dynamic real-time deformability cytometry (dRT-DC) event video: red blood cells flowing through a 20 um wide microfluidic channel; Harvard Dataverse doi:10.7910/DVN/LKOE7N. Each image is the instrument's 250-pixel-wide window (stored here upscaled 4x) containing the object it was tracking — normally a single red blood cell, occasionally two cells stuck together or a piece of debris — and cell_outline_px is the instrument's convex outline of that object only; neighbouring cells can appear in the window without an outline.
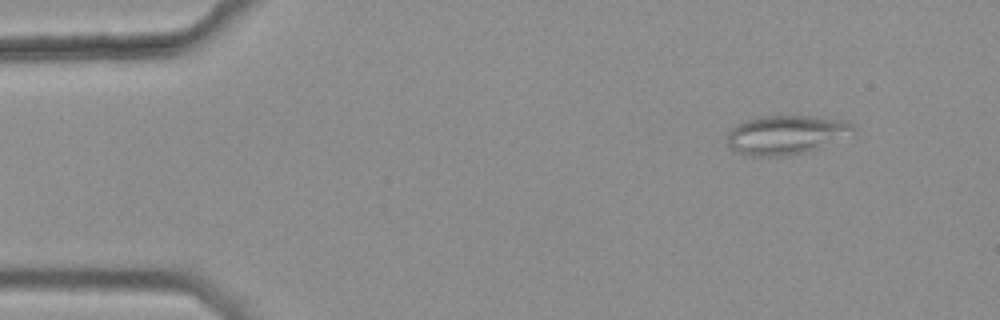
{"species": "common noctule bat (a hibernating species)", "species_latin": "Nyctalus noctula", "temperature_condition": "warm", "stored_images_in_passage": 3, "camera_frame_rate_fps": 3000, "um_per_image_px": 0.085, "animal": {"sex": "female", "body_mass_g": 25.1}, "frame": {"image": 1, "passage_image": 1, "time_ms": 0.0, "image_size_px": [1000, 320], "cell_outline_px": [[856, 132], [804, 152], [788, 156], [752, 156], [740, 152], [732, 148], [728, 144], [728, 132], [736, 124], [744, 120], [756, 116], [816, 116], [848, 120], [856, 128]], "centroid_in_image_um": [66.82, 11.43], "position_along_channel_um": 18.2, "area_um2": 28.55}}